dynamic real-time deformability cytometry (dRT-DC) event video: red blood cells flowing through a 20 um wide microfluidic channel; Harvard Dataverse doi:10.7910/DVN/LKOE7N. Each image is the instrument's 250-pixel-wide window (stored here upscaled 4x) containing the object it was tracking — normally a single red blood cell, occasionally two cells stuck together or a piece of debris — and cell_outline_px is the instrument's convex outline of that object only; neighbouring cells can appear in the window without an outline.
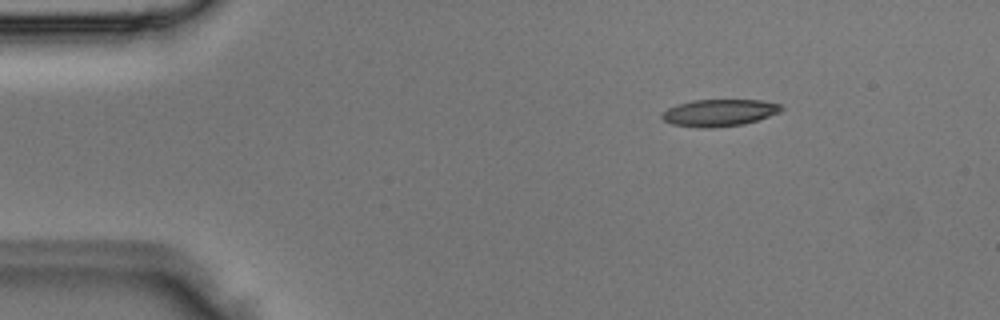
{"species": "Egyptian fruit bat (a non-hibernating species)", "species_latin": "Rousettus aegyptiacus", "temperature_condition": "room temperature", "stored_images_in_passage": 3, "camera_frame_rate_fps": 3000, "um_per_image_px": 0.085, "animal": {"sex": "male"}, "frame": {"image": 1, "passage_image": 1, "time_ms": 0.0, "image_size_px": [1000, 320], "cell_outline_px": [[784, 108], [780, 112], [744, 124], [712, 128], [700, 128], [672, 124], [664, 120], [660, 116], [668, 108], [676, 104], [692, 100], [760, 100], [780, 104]], "centroid_in_image_um": [61.12, 9.58], "position_along_channel_um": 23.9, "area_um2": 18.73}}
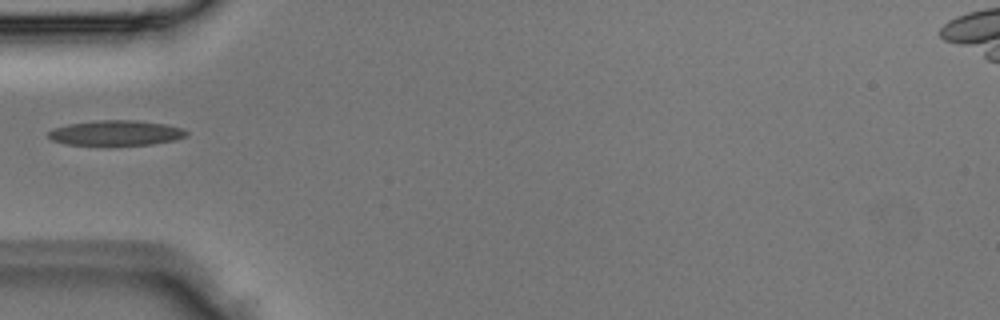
{"frame": {"image": 2, "passage_image": 3, "time_ms": 0.667, "image_size_px": [1000, 320], "cell_outline_px": [[188, 132], [184, 136], [176, 140], [152, 144], [68, 144], [52, 140], [48, 136], [48, 132], [56, 128], [68, 124], [100, 120], [136, 120], [164, 124], [184, 128]], "centroid_in_image_um": [9.9, 11.28], "position_along_channel_um": 75.1, "area_um2": 19.77}}